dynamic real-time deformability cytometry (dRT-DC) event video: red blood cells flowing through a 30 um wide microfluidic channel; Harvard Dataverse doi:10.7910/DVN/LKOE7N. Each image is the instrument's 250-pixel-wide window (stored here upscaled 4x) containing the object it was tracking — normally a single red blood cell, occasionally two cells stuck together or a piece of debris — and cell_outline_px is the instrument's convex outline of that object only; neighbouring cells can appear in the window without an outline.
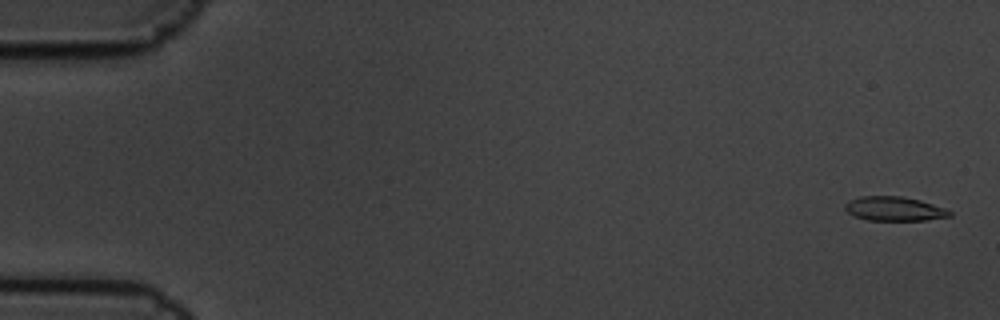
{"species": "common noctule bat (a hibernating species)", "species_latin": "Nyctalus noctula", "temperature_condition": "cold", "stored_images_in_passage": 5, "camera_frame_rate_fps": 3000, "um_per_image_px": 0.085, "animal": {"sex": "male", "body_mass_g": 19.5, "forearm_length_mm": 54.6}, "frame": {"image": 1, "passage_image": 1, "time_ms": 0.0, "image_size_px": [1000, 320], "cell_outline_px": [[952, 216], [924, 220], [868, 220], [852, 216], [844, 208], [844, 204], [848, 200], [860, 196], [900, 196], [920, 200], [944, 208], [952, 212]], "centroid_in_image_um": [75.97, 17.74], "position_along_channel_um": 9.0, "area_um2": 14.8}}